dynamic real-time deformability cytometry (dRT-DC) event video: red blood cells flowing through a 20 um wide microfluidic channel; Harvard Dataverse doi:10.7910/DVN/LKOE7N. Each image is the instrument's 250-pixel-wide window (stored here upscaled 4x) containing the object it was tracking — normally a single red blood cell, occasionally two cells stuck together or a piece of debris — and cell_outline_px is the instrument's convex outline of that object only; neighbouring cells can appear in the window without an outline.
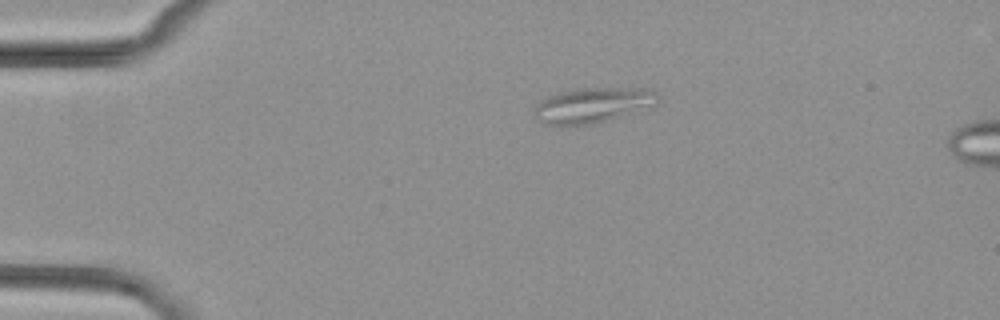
{"species": "common noctule bat (a hibernating species)", "species_latin": "Nyctalus noctula", "temperature_condition": "cold", "stored_images_in_passage": 2, "camera_frame_rate_fps": 3000, "um_per_image_px": 0.085, "animal": {"sex": "female", "body_mass_g": 29.2, "forearm_length_mm": 56.3}, "frame": {"image": 1, "passage_image": 1, "time_ms": 0.0, "image_size_px": [1000, 320], "cell_outline_px": [[656, 108], [588, 124], [544, 124], [536, 116], [536, 104], [540, 100], [548, 96], [572, 88], [652, 88], [656, 92]], "centroid_in_image_um": [50.47, 8.91], "position_along_channel_um": 34.5, "area_um2": 25.32}}